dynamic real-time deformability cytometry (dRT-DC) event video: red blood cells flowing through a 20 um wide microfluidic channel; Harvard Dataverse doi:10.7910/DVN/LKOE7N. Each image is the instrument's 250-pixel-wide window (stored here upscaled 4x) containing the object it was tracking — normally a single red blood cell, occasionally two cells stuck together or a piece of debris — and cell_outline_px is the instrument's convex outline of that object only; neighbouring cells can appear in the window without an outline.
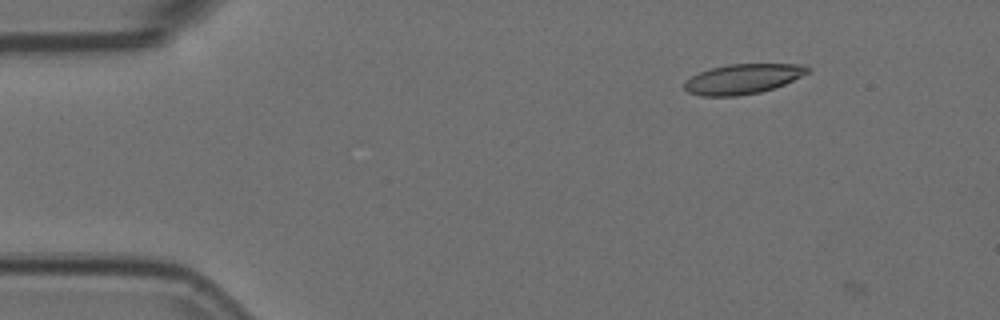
{"species": "Egyptian fruit bat (a non-hibernating species)", "species_latin": "Rousettus aegyptiacus", "temperature_condition": "room temperature", "stored_images_in_passage": 2, "camera_frame_rate_fps": 3000, "um_per_image_px": 0.085, "animal": {"sex": "female"}, "frame": {"image": 1, "passage_image": 1, "time_ms": 0.0, "image_size_px": [1000, 320], "cell_outline_px": [[812, 68], [808, 72], [784, 84], [760, 92], [736, 96], [700, 96], [688, 92], [684, 88], [684, 80], [700, 72], [712, 68], [728, 64], [808, 64]], "centroid_in_image_um": [63.13, 6.7], "position_along_channel_um": 21.9, "area_um2": 21.44}}